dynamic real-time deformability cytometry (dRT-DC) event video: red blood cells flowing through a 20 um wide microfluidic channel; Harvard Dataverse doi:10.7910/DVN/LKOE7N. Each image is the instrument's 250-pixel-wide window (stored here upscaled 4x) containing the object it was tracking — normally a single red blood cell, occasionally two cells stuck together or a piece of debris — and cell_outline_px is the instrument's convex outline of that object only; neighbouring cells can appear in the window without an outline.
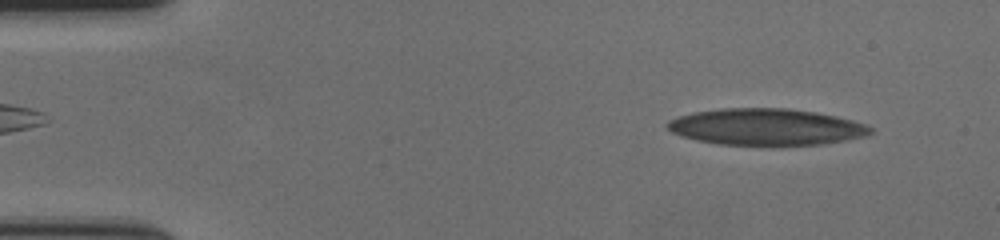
{"species": "human", "species_latin": "Homo sapiens", "temperature_condition": "cold", "stored_images_in_passage": 58, "camera_frame_rate_fps": 3000, "um_per_image_px": 0.085, "donor": {"sex": "female"}, "frame": {"image": 1, "passage_image": 5, "time_ms": 1.333, "image_size_px": [1000, 240], "cell_outline_px": [[872, 132], [860, 136], [820, 144], [720, 144], [700, 140], [684, 136], [672, 132], [664, 124], [668, 120], [680, 116], [696, 112], [724, 108], [784, 108], [812, 112], [832, 116], [864, 124], [872, 128]], "centroid_in_image_um": [65.03, 10.77], "position_along_channel_um": 20.0, "area_um2": 41.85}}
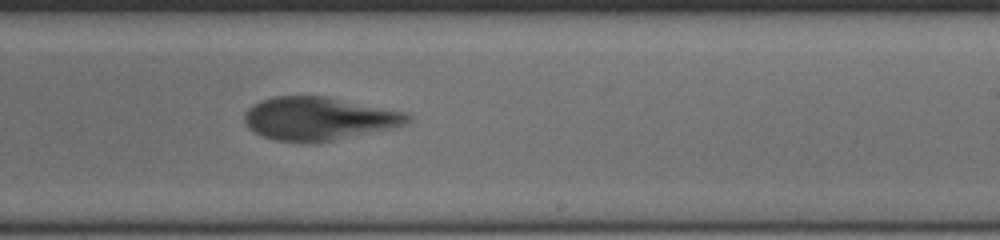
{"frame": {"image": 2, "passage_image": 35, "time_ms": 11.333, "image_size_px": [1000, 240], "cell_outline_px": [[412, 116], [404, 124], [388, 128], [316, 144], [276, 140], [264, 136], [248, 128], [244, 120], [244, 112], [252, 104], [260, 100], [272, 96], [328, 96], [404, 112]], "centroid_in_image_um": [27.02, 10.07], "position_along_channel_um": 262.0, "area_um2": 40.92}}
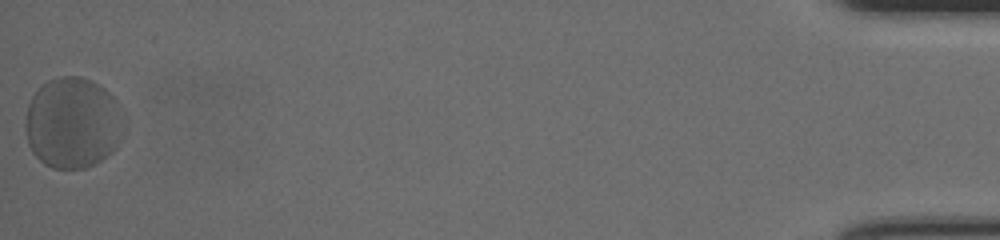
{"frame": {"image": 3, "passage_image": 58, "time_ms": 19.0, "image_size_px": [1000, 240], "cell_outline_px": [[116, 148], [112, 152], [100, 160], [84, 168], [52, 168], [44, 164], [32, 152], [28, 144], [24, 124], [28, 104], [32, 96], [48, 80], [56, 76], [80, 76], [92, 80], [104, 88], [116, 100]], "centroid_in_image_um": [6.05, 10.43], "position_along_channel_um": 429.1, "area_um2": 50.86}, "authors_computed_cell_mechanics": {"area_um2": 43.061, "velocity_mm_per_s": 3.4472, "shape_relaxation_time_tau1_ms": 5.5048, "shape_relaxation_time_tau2_ms": null, "deformation_change_tau1": 0.2139, "deformation_change_tau2": null}}